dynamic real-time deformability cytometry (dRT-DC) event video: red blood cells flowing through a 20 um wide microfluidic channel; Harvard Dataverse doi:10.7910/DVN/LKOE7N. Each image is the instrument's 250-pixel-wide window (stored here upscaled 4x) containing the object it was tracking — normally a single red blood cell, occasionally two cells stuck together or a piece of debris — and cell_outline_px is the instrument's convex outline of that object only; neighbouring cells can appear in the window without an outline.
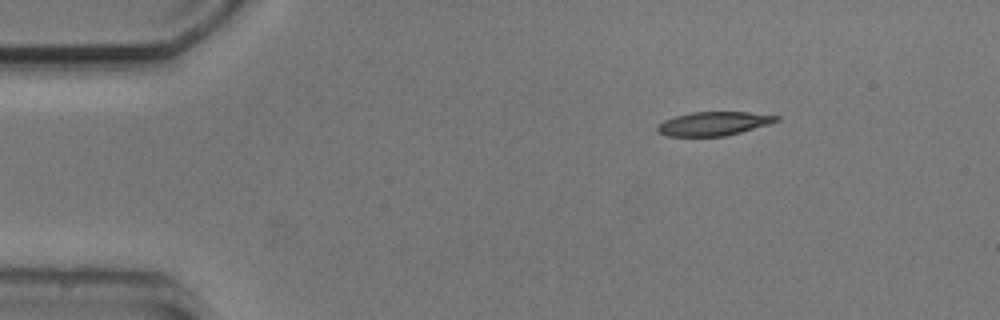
{"species": "common noctule bat (a hibernating species)", "species_latin": "Nyctalus noctula", "temperature_condition": "cold", "stored_images_in_passage": 3, "camera_frame_rate_fps": 3000, "um_per_image_px": 0.085, "animal": {"sex": "male", "body_mass_g": 20.5, "forearm_length_mm": 52.5}, "frame": {"image": 1, "passage_image": 1, "time_ms": 0.0, "image_size_px": [1000, 320], "cell_outline_px": [[780, 120], [768, 124], [740, 132], [724, 136], [668, 136], [660, 132], [656, 128], [664, 120], [676, 116], [692, 112], [748, 112], [780, 116]], "centroid_in_image_um": [60.68, 10.5], "position_along_channel_um": 24.3, "area_um2": 16.24}}